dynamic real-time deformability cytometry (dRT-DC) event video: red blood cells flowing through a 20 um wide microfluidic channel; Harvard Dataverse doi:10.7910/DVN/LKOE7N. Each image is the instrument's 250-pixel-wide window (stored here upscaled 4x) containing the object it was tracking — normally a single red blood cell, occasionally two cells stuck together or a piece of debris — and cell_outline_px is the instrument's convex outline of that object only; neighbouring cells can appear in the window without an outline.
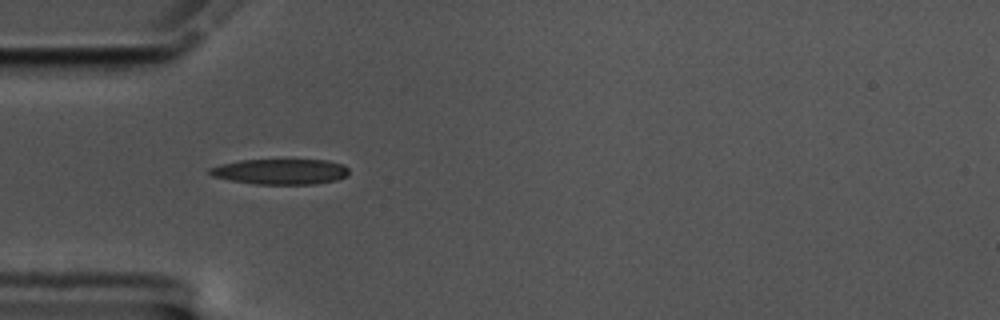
{"species": "common noctule bat (a hibernating species)", "species_latin": "Nyctalus noctula", "temperature_condition": "cold", "stored_images_in_passage": 41, "camera_frame_rate_fps": 3000, "um_per_image_px": 0.085, "animal": {"sex": "male", "body_mass_g": 17.5, "forearm_length_mm": 52.3}, "frame": {"image": 1, "passage_image": 1, "time_ms": 0.0, "image_size_px": [1000, 320], "cell_outline_px": [[348, 176], [336, 180], [312, 184], [256, 184], [228, 180], [212, 176], [208, 172], [208, 168], [220, 164], [240, 160], [328, 160], [344, 164], [348, 168]], "centroid_in_image_um": [23.83, 14.58], "position_along_channel_um": 61.2, "area_um2": 20.81}}
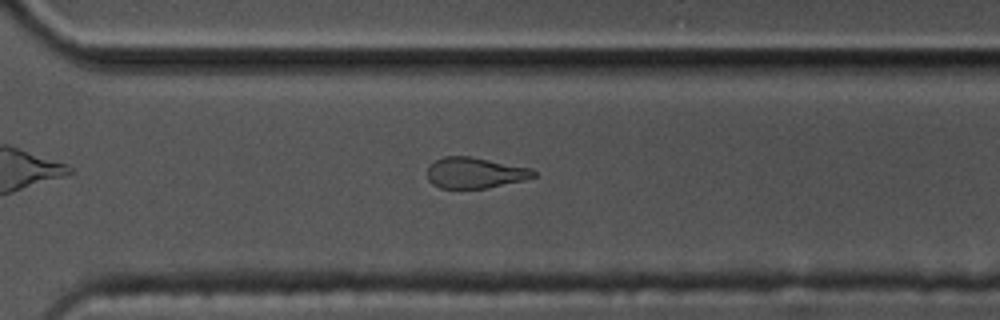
{"frame": {"image": 2, "passage_image": 24, "time_ms": 7.667, "image_size_px": [1000, 320], "cell_outline_px": [[536, 176], [524, 180], [488, 188], [440, 188], [432, 184], [428, 180], [428, 164], [444, 156], [468, 156], [532, 168], [536, 172]], "centroid_in_image_um": [40.36, 14.69], "position_along_channel_um": 330.2, "area_um2": 19.13}}
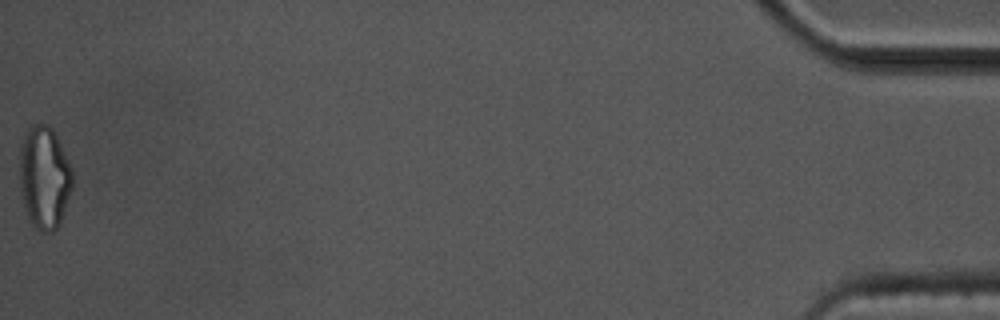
{"frame": {"image": 3, "passage_image": 41, "time_ms": 13.333, "image_size_px": [1000, 320], "cell_outline_px": [[72, 188], [60, 224], [52, 232], [44, 232], [36, 228], [32, 224], [28, 216], [24, 204], [20, 188], [20, 144], [24, 132], [32, 124], [48, 124], [56, 132], [72, 168]], "centroid_in_image_um": [3.77, 15.03], "position_along_channel_um": 431.4, "area_um2": 31.91}, "authors_computed_cell_mechanics": {"area_um2": 20.7502, "velocity_mm_per_s": 3.5302, "shape_relaxation_time_tau1_ms": 4.3594, "shape_relaxation_time_tau2_ms": 4.0617, "deformation_change_tau1": 0.1519, "deformation_change_tau2": 0.1368}}